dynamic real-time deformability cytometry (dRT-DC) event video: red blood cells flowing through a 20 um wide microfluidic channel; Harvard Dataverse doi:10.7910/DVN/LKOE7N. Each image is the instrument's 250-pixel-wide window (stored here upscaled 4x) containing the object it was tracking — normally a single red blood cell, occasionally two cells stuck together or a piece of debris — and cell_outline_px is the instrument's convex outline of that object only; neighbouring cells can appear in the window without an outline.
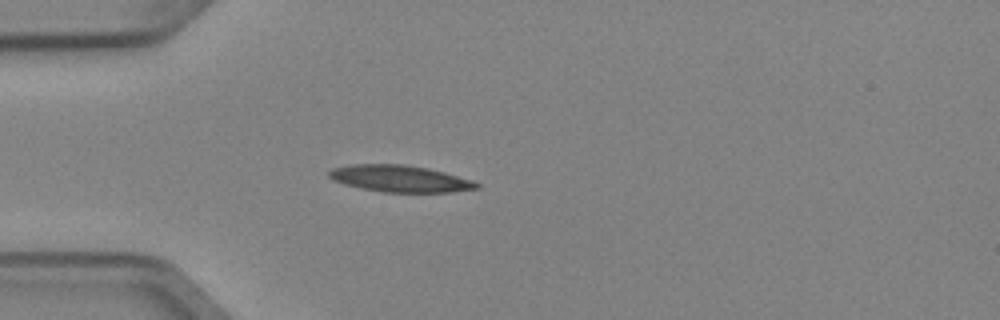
{"species": "Egyptian fruit bat (a non-hibernating species)", "species_latin": "Rousettus aegyptiacus", "temperature_condition": "cold", "stored_images_in_passage": 1, "camera_frame_rate_fps": 3000, "um_per_image_px": 0.085, "animal": {"sex": "female"}, "frame": {"image": 1, "passage_image": 1, "time_ms": 0.0, "image_size_px": [1000, 320], "cell_outline_px": [[480, 188], [452, 192], [384, 192], [344, 184], [332, 180], [328, 176], [328, 172], [332, 168], [352, 164], [400, 164], [428, 168], [444, 172], [472, 180], [480, 184]], "centroid_in_image_um": [34.0, 15.18], "position_along_channel_um": 51.0, "area_um2": 22.89}}